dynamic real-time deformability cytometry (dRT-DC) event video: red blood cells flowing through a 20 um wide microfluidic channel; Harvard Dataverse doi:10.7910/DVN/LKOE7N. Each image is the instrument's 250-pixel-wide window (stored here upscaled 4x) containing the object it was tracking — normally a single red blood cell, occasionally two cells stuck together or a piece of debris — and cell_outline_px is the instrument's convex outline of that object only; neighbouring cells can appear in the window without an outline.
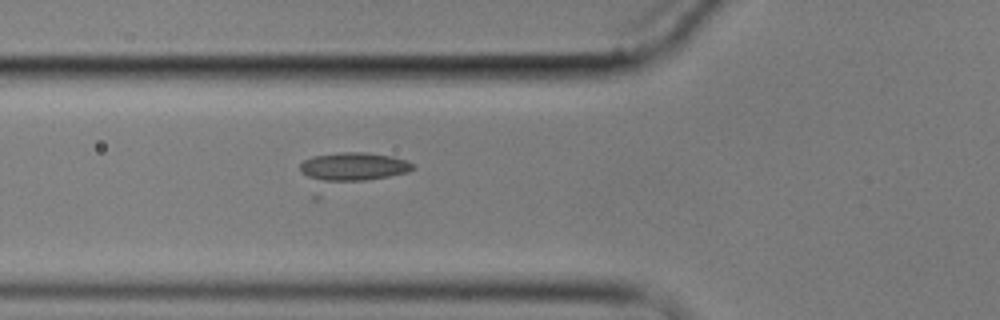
{"species": "common noctule bat (a hibernating species)", "species_latin": "Nyctalus noctula", "temperature_condition": "cold", "stored_images_in_passage": 6, "camera_frame_rate_fps": 3000, "um_per_image_px": 0.085, "animal": {"sex": "male", "body_mass_g": 17.9}, "frame": {"image": 1, "passage_image": 6, "time_ms": 6.0, "image_size_px": [1000, 320], "cell_outline_px": [[416, 168], [408, 172], [316, 200], [312, 200], [300, 172], [300, 164], [304, 160], [312, 156], [340, 152], [368, 152], [392, 156], [408, 160]], "centroid_in_image_um": [29.63, 14.58], "position_along_channel_um": 96.2, "area_um2": 25.2}}